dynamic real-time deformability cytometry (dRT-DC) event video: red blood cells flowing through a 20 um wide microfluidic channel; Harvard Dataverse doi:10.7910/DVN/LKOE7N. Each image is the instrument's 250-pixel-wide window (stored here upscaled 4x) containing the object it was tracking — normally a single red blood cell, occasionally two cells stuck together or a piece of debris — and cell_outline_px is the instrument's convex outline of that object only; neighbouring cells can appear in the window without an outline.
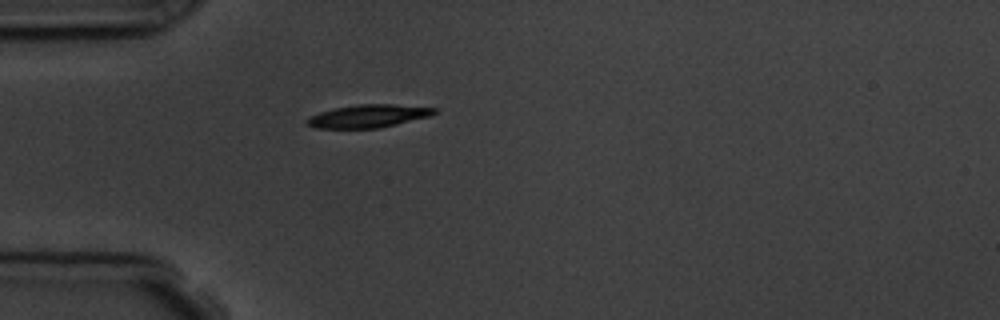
{"species": "common noctule bat (a hibernating species)", "species_latin": "Nyctalus noctula", "temperature_condition": "room temperature", "stored_images_in_passage": 4, "camera_frame_rate_fps": 3000, "um_per_image_px": 0.085, "animal": {"sex": "male", "body_mass_g": 19.5, "forearm_length_mm": 54.6}, "frame": {"image": 1, "passage_image": 4, "time_ms": 4.333, "image_size_px": [1000, 320], "cell_outline_px": [[440, 108], [432, 116], [380, 128], [316, 128], [308, 124], [308, 116], [320, 112], [336, 108], [356, 104], [396, 104]], "centroid_in_image_um": [31.39, 9.86], "position_along_channel_um": 53.6, "area_um2": 17.11}}